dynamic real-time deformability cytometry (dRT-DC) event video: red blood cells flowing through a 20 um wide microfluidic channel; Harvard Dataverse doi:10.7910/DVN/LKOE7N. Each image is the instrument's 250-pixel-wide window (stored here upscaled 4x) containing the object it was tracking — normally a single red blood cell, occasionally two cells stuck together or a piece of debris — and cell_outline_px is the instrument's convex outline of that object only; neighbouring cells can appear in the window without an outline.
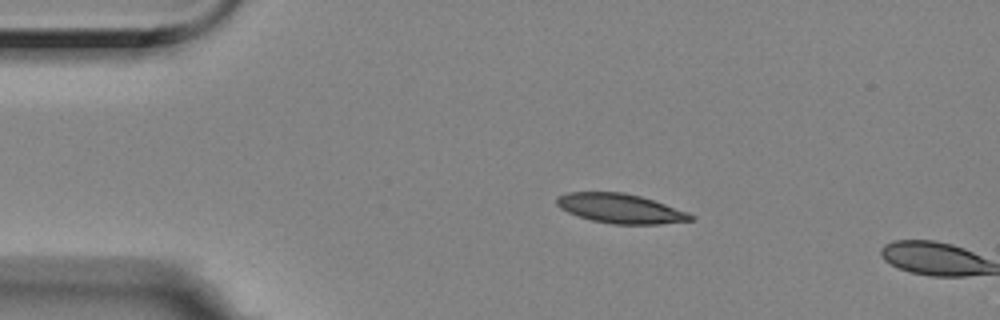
{"species": "Egyptian fruit bat (a non-hibernating species)", "species_latin": "Rousettus aegyptiacus", "temperature_condition": "room temperature", "stored_images_in_passage": 11, "camera_frame_rate_fps": 3000, "um_per_image_px": 0.085, "animal": {"sex": "female"}, "frame": {"image": 1, "passage_image": 10, "time_ms": 3.0, "image_size_px": [1000, 320], "cell_outline_px": [[692, 220], [660, 224], [612, 224], [592, 220], [568, 212], [560, 208], [556, 204], [556, 196], [568, 192], [624, 192], [640, 196], [688, 212], [692, 216]], "centroid_in_image_um": [52.69, 17.71], "position_along_channel_um": 32.3, "area_um2": 22.77}}